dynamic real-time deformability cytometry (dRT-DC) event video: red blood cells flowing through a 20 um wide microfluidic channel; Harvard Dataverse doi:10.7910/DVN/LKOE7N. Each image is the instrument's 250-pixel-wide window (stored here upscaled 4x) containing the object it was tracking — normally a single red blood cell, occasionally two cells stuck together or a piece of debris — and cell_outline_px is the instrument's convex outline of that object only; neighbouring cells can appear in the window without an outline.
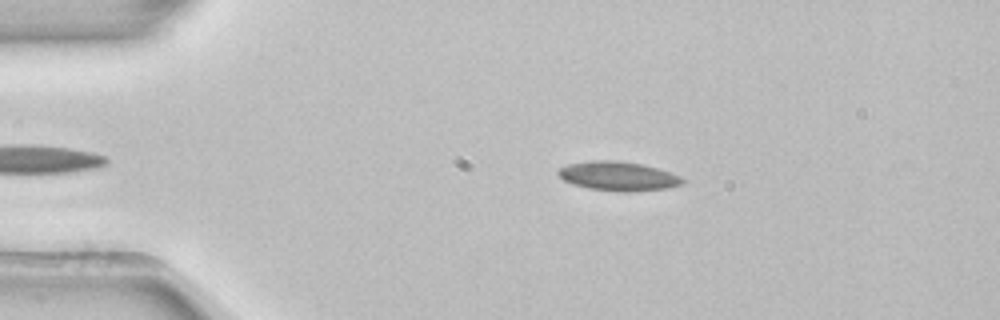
{"species": "common noctule bat (a hibernating species)", "species_latin": "Nyctalus noctula", "temperature_condition": "room temperature", "stored_images_in_passage": 42, "camera_frame_rate_fps": 3000, "um_per_image_px": 0.085, "animal": {"sex": "female", "body_mass_g": 22.7, "forearm_length_mm": 54.2}, "frame": {"image": 1, "passage_image": 6, "time_ms": 1.667, "image_size_px": [1000, 320], "cell_outline_px": [[684, 184], [668, 188], [628, 192], [620, 192], [588, 188], [572, 184], [564, 180], [556, 172], [560, 168], [568, 164], [588, 160], [616, 160], [640, 164], [656, 168], [680, 176], [684, 180]], "centroid_in_image_um": [52.52, 14.97], "position_along_channel_um": 32.5, "area_um2": 21.1}}
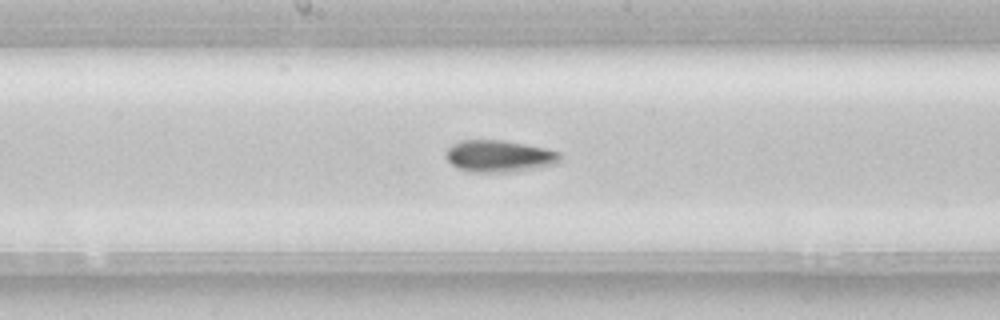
{"frame": {"image": 2, "passage_image": 23, "time_ms": 7.333, "image_size_px": [1000, 320], "cell_outline_px": [[560, 160], [556, 164], [536, 168], [504, 172], [472, 172], [456, 168], [444, 156], [444, 152], [452, 144], [460, 140], [504, 140], [548, 148], [560, 152]], "centroid_in_image_um": [42.41, 13.26], "position_along_channel_um": 205.8, "area_um2": 21.39}}
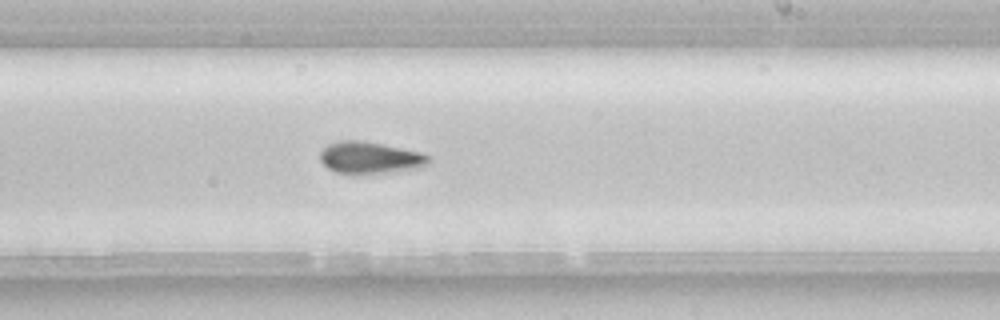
{"frame": {"image": 3, "passage_image": 27, "time_ms": 8.667, "image_size_px": [1000, 320], "cell_outline_px": [[432, 160], [428, 164], [420, 168], [388, 172], [336, 172], [328, 168], [320, 160], [320, 152], [328, 144], [340, 140], [364, 140], [420, 152], [428, 156]], "centroid_in_image_um": [31.47, 13.37], "position_along_channel_um": 257.5, "area_um2": 19.83}}